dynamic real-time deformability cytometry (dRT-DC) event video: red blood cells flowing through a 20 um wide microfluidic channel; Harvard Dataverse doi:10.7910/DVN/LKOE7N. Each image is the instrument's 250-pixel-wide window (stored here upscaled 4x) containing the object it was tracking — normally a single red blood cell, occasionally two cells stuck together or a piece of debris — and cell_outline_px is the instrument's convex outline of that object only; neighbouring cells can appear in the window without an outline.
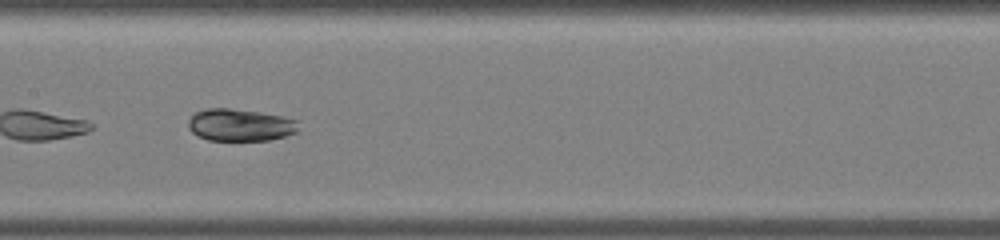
{"species": "common noctule bat (a hibernating species)", "species_latin": "Nyctalus noctula", "temperature_condition": "warm", "stored_images_in_passage": 32, "camera_frame_rate_fps": 3000, "um_per_image_px": 0.085, "animal": {"sex": "male", "body_mass_g": 19.0, "forearm_length_mm": 50.8}, "frame": {"image": 1, "passage_image": 14, "time_ms": 4.333, "image_size_px": [1000, 240], "cell_outline_px": [[296, 132], [284, 136], [268, 140], [208, 140], [192, 132], [188, 128], [188, 120], [196, 112], [208, 108], [228, 108], [260, 112], [280, 116], [296, 120]], "centroid_in_image_um": [20.36, 10.62], "position_along_channel_um": 187.0, "area_um2": 20.35}}
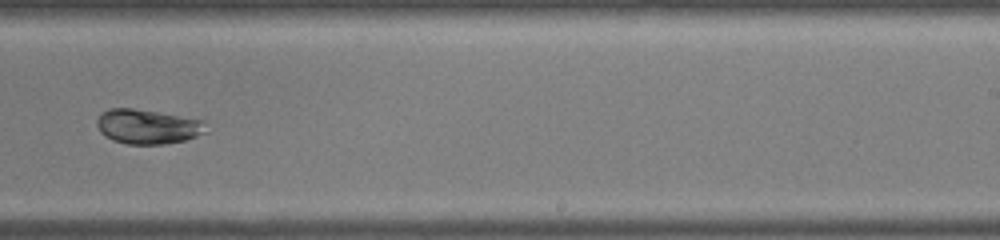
{"frame": {"image": 2, "passage_image": 19, "time_ms": 6.0, "image_size_px": [1000, 240], "cell_outline_px": [[208, 132], [184, 140], [164, 144], [128, 144], [112, 140], [104, 136], [100, 132], [96, 124], [96, 120], [108, 108], [132, 108], [204, 120]], "centroid_in_image_um": [12.55, 10.77], "position_along_channel_um": 276.5, "area_um2": 21.96}}